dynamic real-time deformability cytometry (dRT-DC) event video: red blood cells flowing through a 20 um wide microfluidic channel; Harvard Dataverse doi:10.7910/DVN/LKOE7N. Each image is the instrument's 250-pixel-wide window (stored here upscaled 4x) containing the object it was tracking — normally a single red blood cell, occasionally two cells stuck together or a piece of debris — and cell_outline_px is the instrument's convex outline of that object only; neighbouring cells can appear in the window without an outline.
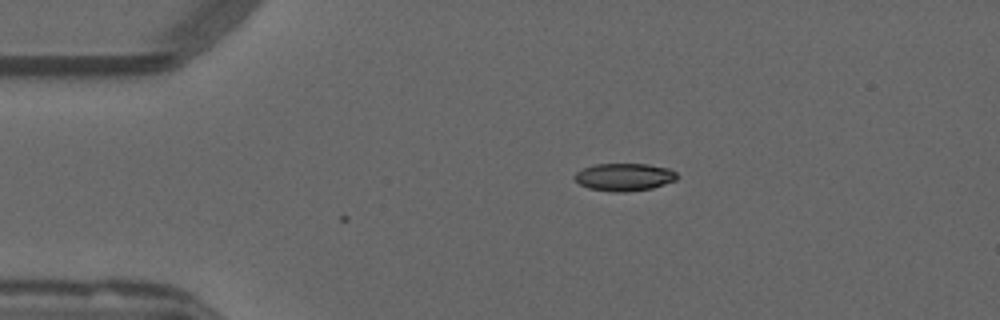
{"species": "common noctule bat (a hibernating species)", "species_latin": "Nyctalus noctula", "temperature_condition": "warm", "stored_images_in_passage": 3, "camera_frame_rate_fps": 3000, "um_per_image_px": 0.085, "animal": {"sex": "male", "forearm_length_mm": 52.5}, "frame": {"image": 1, "passage_image": 3, "time_ms": 0.667, "image_size_px": [1000, 320], "cell_outline_px": [[680, 176], [676, 180], [652, 188], [624, 192], [612, 192], [588, 188], [580, 184], [572, 176], [576, 172], [584, 168], [596, 164], [648, 164], [668, 168], [676, 172]], "centroid_in_image_um": [53.07, 15.05], "position_along_channel_um": 31.9, "area_um2": 16.53}}